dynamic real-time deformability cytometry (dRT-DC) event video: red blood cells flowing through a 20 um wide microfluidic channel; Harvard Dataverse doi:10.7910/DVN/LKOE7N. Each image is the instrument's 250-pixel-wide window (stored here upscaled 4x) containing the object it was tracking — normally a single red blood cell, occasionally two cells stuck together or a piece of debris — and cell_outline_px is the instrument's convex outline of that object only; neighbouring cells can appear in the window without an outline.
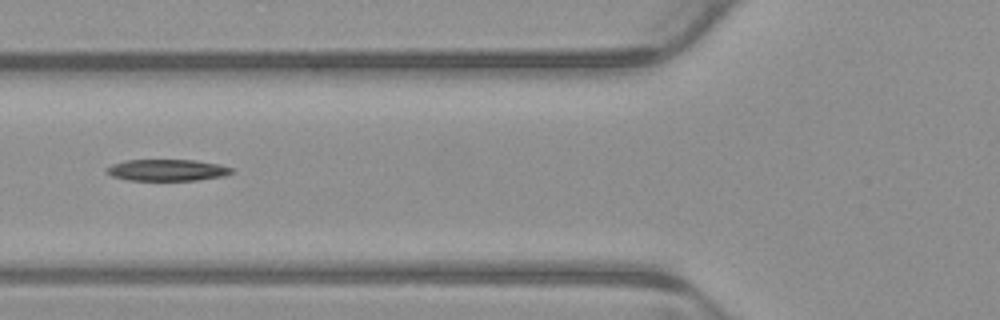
{"species": "common noctule bat (a hibernating species)", "species_latin": "Nyctalus noctula", "temperature_condition": "warm", "stored_images_in_passage": 5, "camera_frame_rate_fps": 3000, "um_per_image_px": 0.085, "animal": {"sex": "male", "body_mass_g": 23.1, "forearm_length_mm": 52.7}, "frame": {"image": 1, "passage_image": 5, "time_ms": 1.333, "image_size_px": [1000, 320], "cell_outline_px": [[236, 172], [224, 176], [196, 180], [128, 180], [112, 176], [104, 172], [104, 168], [112, 164], [128, 160], [196, 160], [220, 164], [232, 168]], "centroid_in_image_um": [14.21, 14.45], "position_along_channel_um": 111.6, "area_um2": 15.84}}